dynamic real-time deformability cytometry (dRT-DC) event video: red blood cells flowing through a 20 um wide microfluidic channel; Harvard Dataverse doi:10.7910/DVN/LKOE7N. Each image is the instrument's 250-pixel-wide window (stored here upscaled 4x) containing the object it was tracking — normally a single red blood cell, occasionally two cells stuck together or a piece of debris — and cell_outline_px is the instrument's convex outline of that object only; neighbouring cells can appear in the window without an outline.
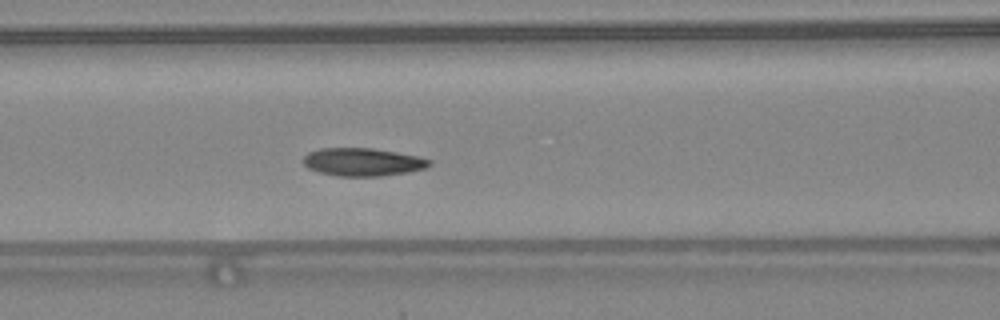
{"species": "common noctule bat (a hibernating species)", "species_latin": "Nyctalus noctula", "temperature_condition": "warm", "stored_images_in_passage": 50, "camera_frame_rate_fps": 3000, "um_per_image_px": 0.085, "animal": {"sex": "female", "body_mass_g": 24.6, "forearm_length_mm": 56.2}, "frame": {"image": 1, "passage_image": 22, "time_ms": 7.0, "image_size_px": [1000, 320], "cell_outline_px": [[432, 164], [424, 168], [408, 172], [380, 176], [336, 176], [320, 172], [308, 168], [304, 164], [304, 156], [308, 152], [320, 148], [372, 148], [396, 152], [416, 156], [432, 160]], "centroid_in_image_um": [30.82, 13.77], "position_along_channel_um": 135.8, "area_um2": 20.46}}
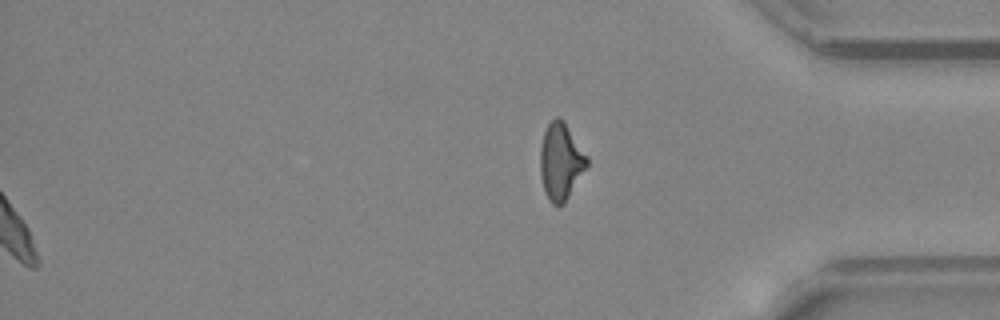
{"frame": {"image": 2, "passage_image": 50, "time_ms": 16.333, "image_size_px": [1000, 320], "cell_outline_px": [[588, 164], [564, 204], [552, 204], [548, 200], [544, 192], [540, 176], [540, 148], [544, 132], [548, 124], [556, 116], [560, 116], [564, 120], [588, 156]], "centroid_in_image_um": [47.65, 13.71], "position_along_channel_um": 387.5, "area_um2": 21.04}, "authors_computed_cell_mechanics": {"area_um2": 20.2589, "velocity_mm_per_s": 4.3452, "shape_relaxation_time_tau1_ms": 3.3677, "shape_relaxation_time_tau2_ms": 5.1795, "deformation_change_tau1": 0.1009, "deformation_change_tau2": 0.1099}}